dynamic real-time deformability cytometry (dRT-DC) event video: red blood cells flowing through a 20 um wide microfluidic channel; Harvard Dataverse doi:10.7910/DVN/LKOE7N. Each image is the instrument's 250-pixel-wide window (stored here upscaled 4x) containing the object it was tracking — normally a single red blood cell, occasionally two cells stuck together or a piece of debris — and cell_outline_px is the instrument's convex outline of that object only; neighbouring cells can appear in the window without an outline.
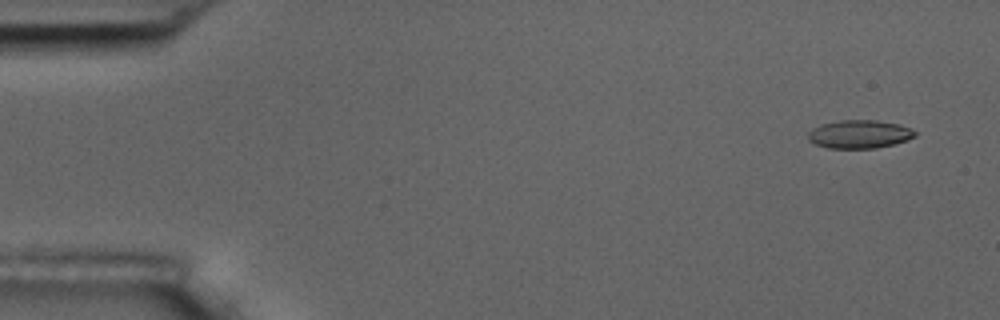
{"species": "common noctule bat (a hibernating species)", "species_latin": "Nyctalus noctula", "temperature_condition": "room temperature", "stored_images_in_passage": 4, "camera_frame_rate_fps": 3000, "um_per_image_px": 0.085, "animal": {"sex": "male", "body_mass_g": 17.5, "forearm_length_mm": 52.3}, "frame": {"image": 1, "passage_image": 1, "time_ms": 0.0, "image_size_px": [1000, 320], "cell_outline_px": [[916, 136], [908, 140], [896, 144], [876, 148], [828, 148], [816, 144], [808, 140], [808, 132], [812, 128], [820, 124], [840, 120], [876, 120], [900, 124], [912, 128], [916, 132]], "centroid_in_image_um": [73.08, 11.4], "position_along_channel_um": 11.9, "area_um2": 17.86}}